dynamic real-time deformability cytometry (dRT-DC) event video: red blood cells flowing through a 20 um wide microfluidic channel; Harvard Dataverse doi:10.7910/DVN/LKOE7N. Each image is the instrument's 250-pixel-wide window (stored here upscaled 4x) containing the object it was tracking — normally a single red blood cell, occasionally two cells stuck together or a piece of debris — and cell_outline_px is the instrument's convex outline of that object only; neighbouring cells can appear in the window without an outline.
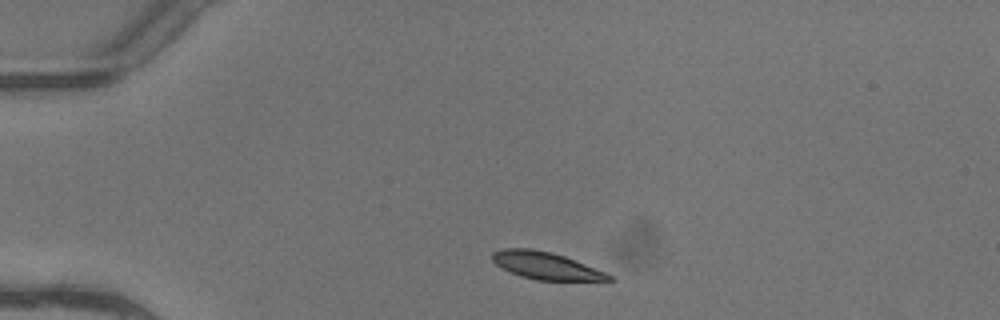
{"species": "common noctule bat (a hibernating species)", "species_latin": "Nyctalus noctula", "temperature_condition": "warm", "stored_images_in_passage": 1, "camera_frame_rate_fps": 3000, "um_per_image_px": 0.085, "animal": {"sex": "female"}, "frame": {"image": 1, "passage_image": 1, "time_ms": 0.0, "image_size_px": [1000, 320], "cell_outline_px": [[616, 280], [536, 280], [520, 276], [496, 264], [492, 260], [492, 252], [500, 248], [532, 248], [552, 252], [564, 256], [604, 272], [612, 276]], "centroid_in_image_um": [46.35, 22.56], "position_along_channel_um": 38.6, "area_um2": 18.26}}